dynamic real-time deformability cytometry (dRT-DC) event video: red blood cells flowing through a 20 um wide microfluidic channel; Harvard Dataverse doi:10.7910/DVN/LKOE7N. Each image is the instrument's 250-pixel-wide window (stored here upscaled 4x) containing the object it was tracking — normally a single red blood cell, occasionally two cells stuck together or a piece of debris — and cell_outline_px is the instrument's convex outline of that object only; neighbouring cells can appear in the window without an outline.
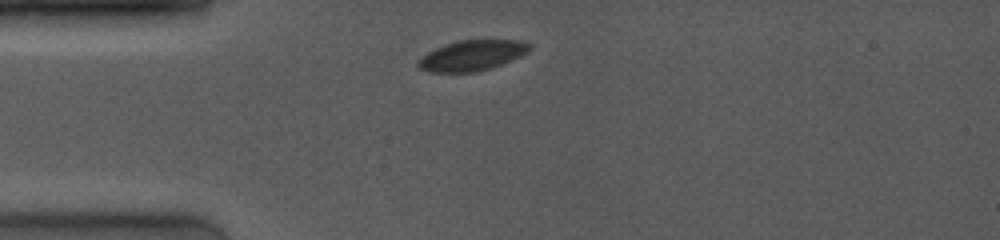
{"species": "common noctule bat (a hibernating species)", "species_latin": "Nyctalus noctula", "temperature_condition": "room temperature", "stored_images_in_passage": 22, "camera_frame_rate_fps": 4000, "um_per_image_px": 0.085, "animal": {"sex": "female", "body_mass_g": 19.0, "forearm_length_mm": 53.3}, "frame": {"image": 1, "passage_image": 1, "time_ms": 0.0, "image_size_px": [1000, 240], "cell_outline_px": [[532, 48], [528, 52], [520, 56], [500, 64], [476, 72], [428, 72], [420, 68], [416, 64], [416, 60], [420, 56], [444, 44], [460, 40], [492, 36], [528, 40], [532, 44]], "centroid_in_image_um": [40.2, 4.63], "position_along_channel_um": 44.8, "area_um2": 20.87}}
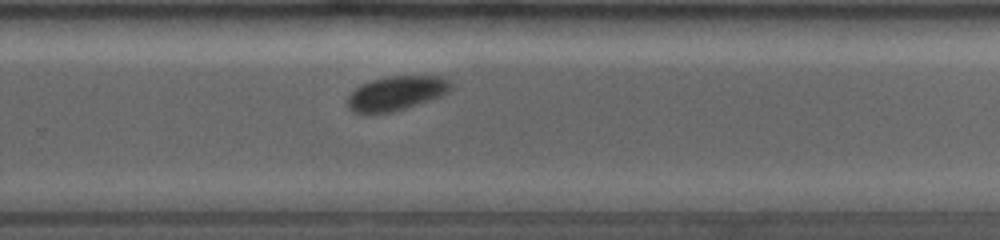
{"frame": {"image": 2, "passage_image": 13, "time_ms": 6.75, "image_size_px": [1000, 240], "cell_outline_px": [[452, 88], [448, 92], [440, 96], [392, 112], [372, 116], [368, 116], [352, 112], [344, 104], [344, 100], [356, 88], [372, 80], [388, 76], [444, 76], [452, 80]], "centroid_in_image_um": [33.63, 7.96], "position_along_channel_um": 296.2, "area_um2": 21.21}}
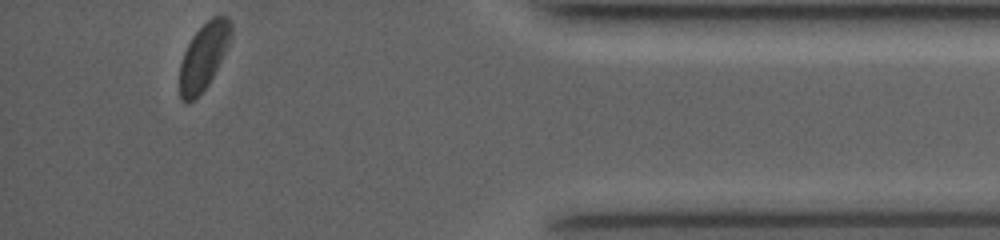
{"frame": {"image": 3, "passage_image": 22, "time_ms": 10.5, "image_size_px": [1000, 240], "cell_outline_px": [[232, 36], [208, 84], [192, 100], [184, 104], [180, 100], [180, 64], [184, 52], [192, 36], [212, 16], [224, 16], [232, 24]], "centroid_in_image_um": [17.29, 4.79], "position_along_channel_um": 417.9, "area_um2": 19.36}, "authors_computed_cell_mechanics": {"area_um2": 21.386, "velocity_mm_per_s": 4.004, "shape_relaxation_time_tau1_ms": 2.008, "shape_relaxation_time_tau2_ms": null, "deformation_change_tau1": 0.0624, "deformation_change_tau2": null}}